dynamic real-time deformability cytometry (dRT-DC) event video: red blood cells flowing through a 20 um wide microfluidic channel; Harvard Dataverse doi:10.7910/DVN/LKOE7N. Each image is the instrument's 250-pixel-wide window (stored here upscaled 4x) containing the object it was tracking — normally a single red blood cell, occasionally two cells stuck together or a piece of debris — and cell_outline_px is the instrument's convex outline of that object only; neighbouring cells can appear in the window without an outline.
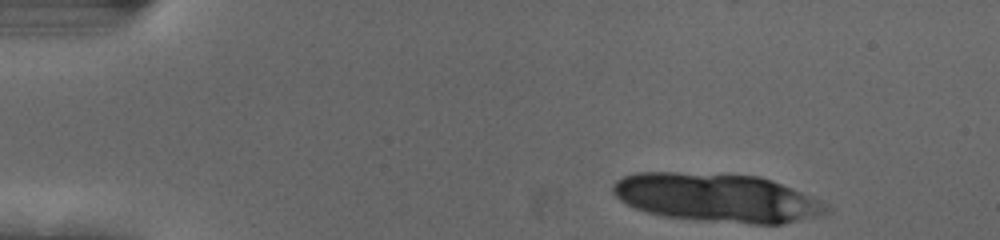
{"species": "human", "species_latin": "Homo sapiens", "temperature_condition": "cold", "stored_images_in_passage": 10, "camera_frame_rate_fps": 3000, "um_per_image_px": 0.085, "donor": {"sex": "female"}, "frame": {"image": 1, "passage_image": 1, "time_ms": 0.0, "image_size_px": [1000, 240], "cell_outline_px": [[828, 212], [816, 216], [780, 224], [752, 224], [696, 220], [664, 216], [648, 212], [636, 208], [620, 200], [612, 192], [612, 184], [616, 180], [624, 176], [636, 172], [676, 172], [760, 176], [772, 180], [820, 200], [828, 208]], "centroid_in_image_um": [60.9, 16.8], "position_along_channel_um": 24.1, "area_um2": 60.11}}